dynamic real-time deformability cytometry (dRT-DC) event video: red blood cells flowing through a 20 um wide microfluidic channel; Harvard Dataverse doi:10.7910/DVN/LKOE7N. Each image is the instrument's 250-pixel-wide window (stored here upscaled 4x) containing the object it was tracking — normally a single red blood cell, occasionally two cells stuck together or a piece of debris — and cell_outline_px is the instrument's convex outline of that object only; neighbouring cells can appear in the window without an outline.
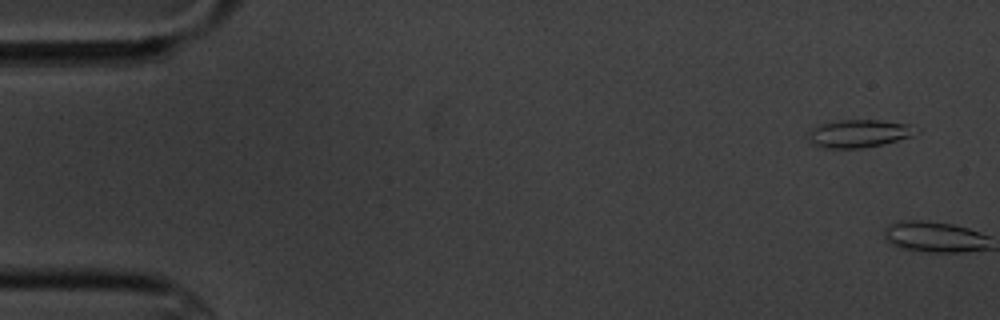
{"species": "common noctule bat (a hibernating species)", "species_latin": "Nyctalus noctula", "temperature_condition": "cold", "stored_images_in_passage": 7, "camera_frame_rate_fps": 3000, "um_per_image_px": 0.085, "animal": {"sex": "male", "body_mass_g": 20.1, "forearm_length_mm": 53.5}, "frame": {"image": 1, "passage_image": 1, "time_ms": 0.0, "image_size_px": [1000, 320], "cell_outline_px": [[920, 132], [912, 136], [884, 144], [864, 148], [816, 148], [808, 140], [808, 132], [816, 124], [840, 120], [880, 120], [912, 124], [920, 128]], "centroid_in_image_um": [73.02, 11.35], "position_along_channel_um": 12.0, "area_um2": 18.09}}
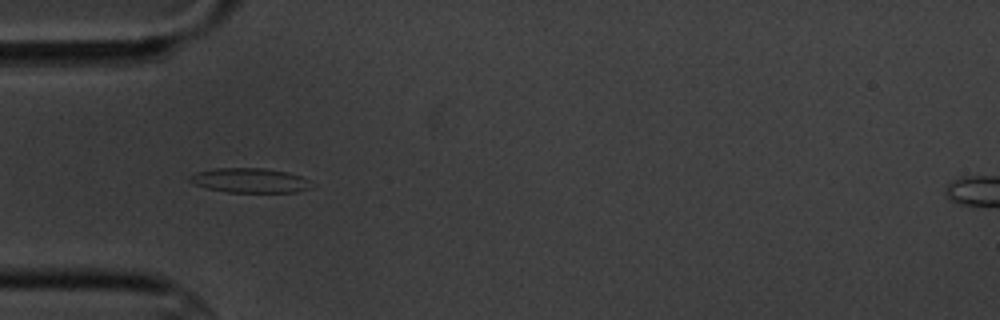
{"frame": {"image": 2, "passage_image": 6, "time_ms": 6.0, "image_size_px": [1000, 320], "cell_outline_px": [[316, 184], [308, 188], [296, 192], [228, 192], [208, 188], [192, 184], [188, 180], [188, 176], [196, 172], [212, 168], [264, 168], [288, 172], [300, 176]], "centroid_in_image_um": [21.21, 15.33], "position_along_channel_um": 63.8, "area_um2": 17.57}}
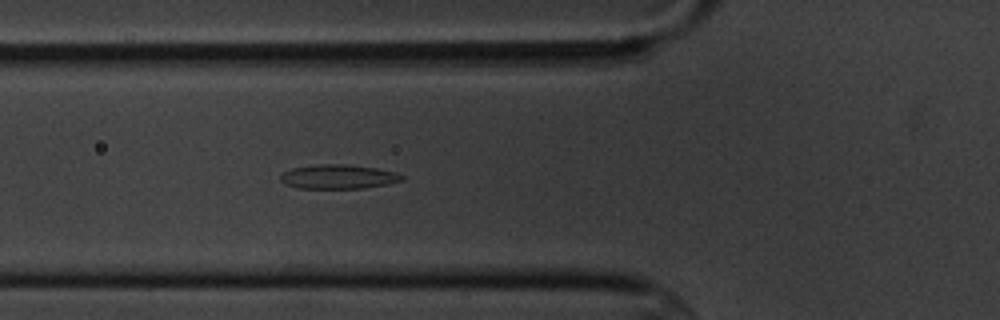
{"frame": {"image": 3, "passage_image": 7, "time_ms": 7.0, "image_size_px": [1000, 320], "cell_outline_px": [[404, 180], [388, 184], [364, 188], [300, 188], [284, 184], [280, 180], [280, 176], [284, 172], [292, 168], [316, 164], [348, 164], [376, 168], [396, 172], [404, 176]], "centroid_in_image_um": [28.77, 15.01], "position_along_channel_um": 97.0, "area_um2": 17.22}}